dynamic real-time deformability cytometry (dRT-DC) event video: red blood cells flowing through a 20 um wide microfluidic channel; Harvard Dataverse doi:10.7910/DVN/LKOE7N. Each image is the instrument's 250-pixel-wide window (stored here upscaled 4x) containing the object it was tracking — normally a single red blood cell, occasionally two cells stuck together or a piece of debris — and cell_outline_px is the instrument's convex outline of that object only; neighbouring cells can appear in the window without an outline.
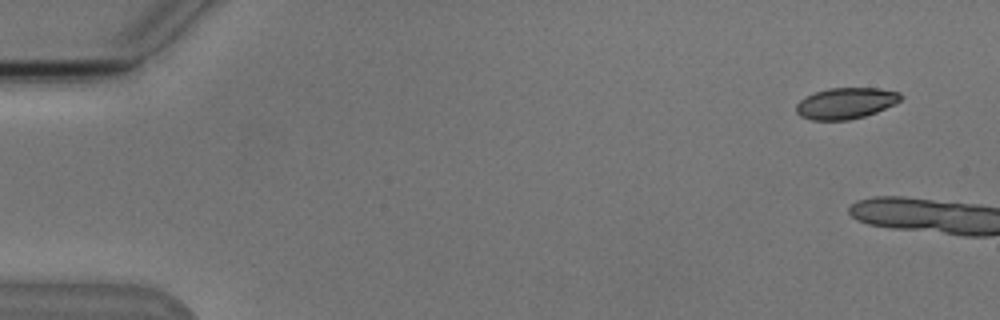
{"species": "Egyptian fruit bat (a non-hibernating species)", "species_latin": "Rousettus aegyptiacus", "temperature_condition": "cold", "stored_images_in_passage": 2, "camera_frame_rate_fps": 3000, "um_per_image_px": 0.085, "animal": {"sex": "male"}, "frame": {"image": 1, "passage_image": 1, "time_ms": 0.0, "image_size_px": [1000, 320], "cell_outline_px": [[904, 96], [896, 104], [876, 112], [864, 116], [848, 120], [812, 120], [800, 116], [796, 112], [796, 104], [800, 100], [816, 92], [828, 88], [880, 88], [900, 92]], "centroid_in_image_um": [71.92, 8.77], "position_along_channel_um": 13.1, "area_um2": 19.02}}